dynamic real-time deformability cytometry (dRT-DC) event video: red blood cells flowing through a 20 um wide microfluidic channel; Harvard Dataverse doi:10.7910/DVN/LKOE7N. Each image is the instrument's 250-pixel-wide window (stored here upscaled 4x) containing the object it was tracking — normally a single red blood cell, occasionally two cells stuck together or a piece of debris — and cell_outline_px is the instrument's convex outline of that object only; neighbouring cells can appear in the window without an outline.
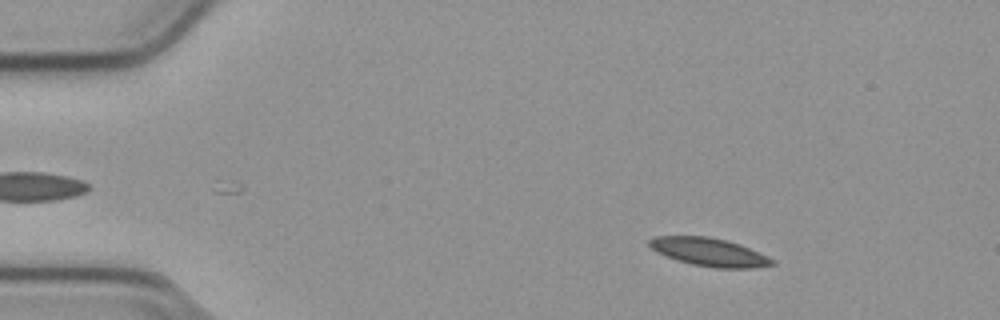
{"species": "common noctule bat (a hibernating species)", "species_latin": "Nyctalus noctula", "temperature_condition": "cold", "stored_images_in_passage": 44, "camera_frame_rate_fps": 3000, "um_per_image_px": 0.085, "animal": {"sex": "male", "body_mass_g": 23.1, "forearm_length_mm": 52.7}, "frame": {"image": 1, "passage_image": 8, "time_ms": 2.333, "image_size_px": [1000, 320], "cell_outline_px": [[776, 264], [756, 268], [716, 268], [692, 264], [676, 260], [656, 252], [648, 244], [648, 240], [652, 236], [708, 236], [728, 240], [740, 244], [776, 260]], "centroid_in_image_um": [60.29, 21.42], "position_along_channel_um": 24.7, "area_um2": 20.35}}
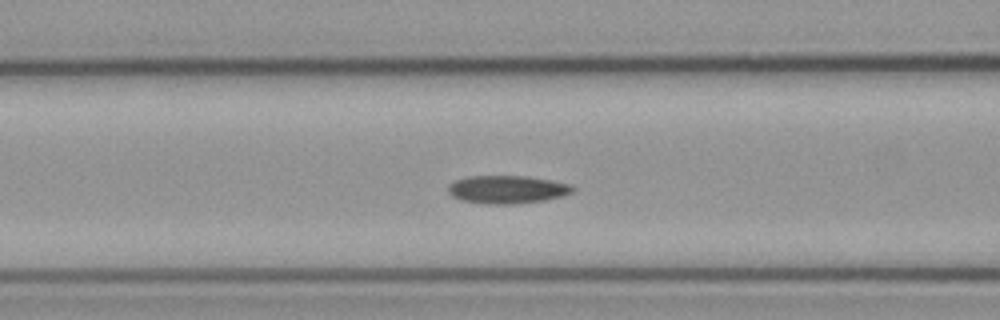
{"frame": {"image": 2, "passage_image": 22, "time_ms": 7.0, "image_size_px": [1000, 320], "cell_outline_px": [[576, 188], [572, 192], [564, 196], [544, 200], [512, 204], [484, 204], [460, 200], [452, 196], [448, 192], [448, 184], [456, 180], [468, 176], [528, 176], [552, 180], [572, 184]], "centroid_in_image_um": [43.13, 16.1], "position_along_channel_um": 123.5, "area_um2": 20.58}}
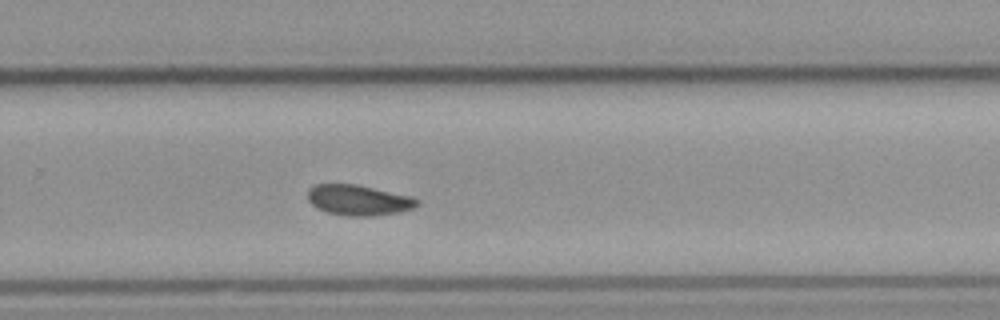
{"frame": {"image": 3, "passage_image": 36, "time_ms": 11.667, "image_size_px": [1000, 320], "cell_outline_px": [[420, 204], [412, 208], [400, 212], [372, 216], [348, 216], [328, 212], [316, 208], [308, 200], [308, 188], [316, 184], [356, 184], [412, 196], [420, 200]], "centroid_in_image_um": [30.49, 17.01], "position_along_channel_um": 299.3, "area_um2": 19.54}, "authors_computed_cell_mechanics": {"area_um2": 19.8832, "velocity_mm_per_s": 3.7767, "shape_relaxation_time_tau1_ms": 4.091, "shape_relaxation_time_tau2_ms": 3.6692, "deformation_change_tau1": 0.1006, "deformation_change_tau2": 0.0812}}